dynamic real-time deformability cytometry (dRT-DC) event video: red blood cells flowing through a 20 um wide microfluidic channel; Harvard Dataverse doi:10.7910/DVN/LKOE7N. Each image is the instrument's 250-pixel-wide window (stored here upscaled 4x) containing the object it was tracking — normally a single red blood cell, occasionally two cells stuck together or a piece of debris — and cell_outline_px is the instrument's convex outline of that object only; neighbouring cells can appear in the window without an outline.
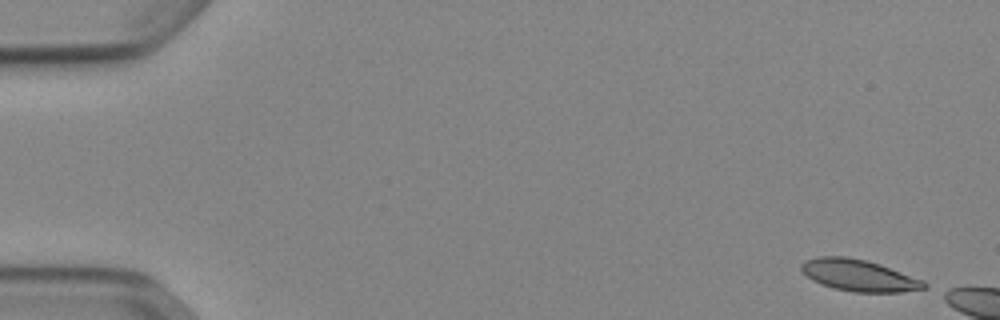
{"species": "Egyptian fruit bat (a non-hibernating species)", "species_latin": "Rousettus aegyptiacus", "temperature_condition": "cold", "stored_images_in_passage": 6, "camera_frame_rate_fps": 3000, "um_per_image_px": 0.085, "animal": {"sex": "female"}, "frame": {"image": 1, "passage_image": 1, "time_ms": 0.0, "image_size_px": [1000, 320], "cell_outline_px": [[928, 288], [900, 292], [852, 292], [820, 284], [812, 280], [800, 268], [800, 264], [804, 260], [816, 256], [844, 256], [864, 260], [880, 264], [924, 280], [928, 284]], "centroid_in_image_um": [73.01, 23.4], "position_along_channel_um": 12.0, "area_um2": 22.66}}